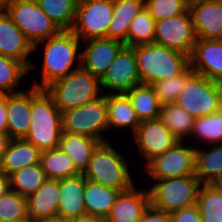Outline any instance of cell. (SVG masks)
Returning a JSON list of instances; mask_svg holds the SVG:
<instances>
[{
  "label": "cell",
  "instance_id": "cell-36",
  "mask_svg": "<svg viewBox=\"0 0 222 222\" xmlns=\"http://www.w3.org/2000/svg\"><path fill=\"white\" fill-rule=\"evenodd\" d=\"M29 70L19 61L0 54V94H15L24 91L17 87ZM17 87V88H16Z\"/></svg>",
  "mask_w": 222,
  "mask_h": 222
},
{
  "label": "cell",
  "instance_id": "cell-11",
  "mask_svg": "<svg viewBox=\"0 0 222 222\" xmlns=\"http://www.w3.org/2000/svg\"><path fill=\"white\" fill-rule=\"evenodd\" d=\"M113 18V0L78 1L76 18L71 31L83 42L106 38Z\"/></svg>",
  "mask_w": 222,
  "mask_h": 222
},
{
  "label": "cell",
  "instance_id": "cell-42",
  "mask_svg": "<svg viewBox=\"0 0 222 222\" xmlns=\"http://www.w3.org/2000/svg\"><path fill=\"white\" fill-rule=\"evenodd\" d=\"M137 222H171L170 214L156 209L151 204Z\"/></svg>",
  "mask_w": 222,
  "mask_h": 222
},
{
  "label": "cell",
  "instance_id": "cell-43",
  "mask_svg": "<svg viewBox=\"0 0 222 222\" xmlns=\"http://www.w3.org/2000/svg\"><path fill=\"white\" fill-rule=\"evenodd\" d=\"M6 94H0V133L7 132Z\"/></svg>",
  "mask_w": 222,
  "mask_h": 222
},
{
  "label": "cell",
  "instance_id": "cell-44",
  "mask_svg": "<svg viewBox=\"0 0 222 222\" xmlns=\"http://www.w3.org/2000/svg\"><path fill=\"white\" fill-rule=\"evenodd\" d=\"M67 222H105V221L91 214H83L78 217L72 218Z\"/></svg>",
  "mask_w": 222,
  "mask_h": 222
},
{
  "label": "cell",
  "instance_id": "cell-16",
  "mask_svg": "<svg viewBox=\"0 0 222 222\" xmlns=\"http://www.w3.org/2000/svg\"><path fill=\"white\" fill-rule=\"evenodd\" d=\"M81 66L101 78L112 64L123 42L111 38H94L82 42Z\"/></svg>",
  "mask_w": 222,
  "mask_h": 222
},
{
  "label": "cell",
  "instance_id": "cell-5",
  "mask_svg": "<svg viewBox=\"0 0 222 222\" xmlns=\"http://www.w3.org/2000/svg\"><path fill=\"white\" fill-rule=\"evenodd\" d=\"M45 90L52 96L61 113L91 102L104 94L100 78L82 66L66 77L53 81Z\"/></svg>",
  "mask_w": 222,
  "mask_h": 222
},
{
  "label": "cell",
  "instance_id": "cell-19",
  "mask_svg": "<svg viewBox=\"0 0 222 222\" xmlns=\"http://www.w3.org/2000/svg\"><path fill=\"white\" fill-rule=\"evenodd\" d=\"M136 184L116 197L109 216L105 222H137L148 208L150 193L148 188L138 189Z\"/></svg>",
  "mask_w": 222,
  "mask_h": 222
},
{
  "label": "cell",
  "instance_id": "cell-51",
  "mask_svg": "<svg viewBox=\"0 0 222 222\" xmlns=\"http://www.w3.org/2000/svg\"><path fill=\"white\" fill-rule=\"evenodd\" d=\"M189 3H195V2H199V1H208V0H188Z\"/></svg>",
  "mask_w": 222,
  "mask_h": 222
},
{
  "label": "cell",
  "instance_id": "cell-39",
  "mask_svg": "<svg viewBox=\"0 0 222 222\" xmlns=\"http://www.w3.org/2000/svg\"><path fill=\"white\" fill-rule=\"evenodd\" d=\"M2 220H30L27 198L11 189L0 197V221Z\"/></svg>",
  "mask_w": 222,
  "mask_h": 222
},
{
  "label": "cell",
  "instance_id": "cell-1",
  "mask_svg": "<svg viewBox=\"0 0 222 222\" xmlns=\"http://www.w3.org/2000/svg\"><path fill=\"white\" fill-rule=\"evenodd\" d=\"M40 44L44 47L40 67L41 81L34 82L31 86L45 89L53 81L66 77L81 67L82 41L71 30H61L58 34L36 43L34 52Z\"/></svg>",
  "mask_w": 222,
  "mask_h": 222
},
{
  "label": "cell",
  "instance_id": "cell-47",
  "mask_svg": "<svg viewBox=\"0 0 222 222\" xmlns=\"http://www.w3.org/2000/svg\"><path fill=\"white\" fill-rule=\"evenodd\" d=\"M30 222H67L60 217H55L52 219H30Z\"/></svg>",
  "mask_w": 222,
  "mask_h": 222
},
{
  "label": "cell",
  "instance_id": "cell-7",
  "mask_svg": "<svg viewBox=\"0 0 222 222\" xmlns=\"http://www.w3.org/2000/svg\"><path fill=\"white\" fill-rule=\"evenodd\" d=\"M62 129L63 132L88 136L101 143L111 141L102 135L109 130L107 94L62 112Z\"/></svg>",
  "mask_w": 222,
  "mask_h": 222
},
{
  "label": "cell",
  "instance_id": "cell-33",
  "mask_svg": "<svg viewBox=\"0 0 222 222\" xmlns=\"http://www.w3.org/2000/svg\"><path fill=\"white\" fill-rule=\"evenodd\" d=\"M43 12L60 30H71L77 11L78 0H36Z\"/></svg>",
  "mask_w": 222,
  "mask_h": 222
},
{
  "label": "cell",
  "instance_id": "cell-25",
  "mask_svg": "<svg viewBox=\"0 0 222 222\" xmlns=\"http://www.w3.org/2000/svg\"><path fill=\"white\" fill-rule=\"evenodd\" d=\"M100 143L88 136L62 132L59 148L73 160L76 170L84 174L93 151Z\"/></svg>",
  "mask_w": 222,
  "mask_h": 222
},
{
  "label": "cell",
  "instance_id": "cell-48",
  "mask_svg": "<svg viewBox=\"0 0 222 222\" xmlns=\"http://www.w3.org/2000/svg\"><path fill=\"white\" fill-rule=\"evenodd\" d=\"M213 185L222 193V176Z\"/></svg>",
  "mask_w": 222,
  "mask_h": 222
},
{
  "label": "cell",
  "instance_id": "cell-13",
  "mask_svg": "<svg viewBox=\"0 0 222 222\" xmlns=\"http://www.w3.org/2000/svg\"><path fill=\"white\" fill-rule=\"evenodd\" d=\"M196 39L189 9L175 17L156 21L154 43L191 56Z\"/></svg>",
  "mask_w": 222,
  "mask_h": 222
},
{
  "label": "cell",
  "instance_id": "cell-9",
  "mask_svg": "<svg viewBox=\"0 0 222 222\" xmlns=\"http://www.w3.org/2000/svg\"><path fill=\"white\" fill-rule=\"evenodd\" d=\"M3 10L33 46L61 31L39 7L37 1L13 0Z\"/></svg>",
  "mask_w": 222,
  "mask_h": 222
},
{
  "label": "cell",
  "instance_id": "cell-17",
  "mask_svg": "<svg viewBox=\"0 0 222 222\" xmlns=\"http://www.w3.org/2000/svg\"><path fill=\"white\" fill-rule=\"evenodd\" d=\"M197 39L218 40L222 31V0L189 3Z\"/></svg>",
  "mask_w": 222,
  "mask_h": 222
},
{
  "label": "cell",
  "instance_id": "cell-40",
  "mask_svg": "<svg viewBox=\"0 0 222 222\" xmlns=\"http://www.w3.org/2000/svg\"><path fill=\"white\" fill-rule=\"evenodd\" d=\"M144 8L156 21L175 17L189 9L188 0H144Z\"/></svg>",
  "mask_w": 222,
  "mask_h": 222
},
{
  "label": "cell",
  "instance_id": "cell-46",
  "mask_svg": "<svg viewBox=\"0 0 222 222\" xmlns=\"http://www.w3.org/2000/svg\"><path fill=\"white\" fill-rule=\"evenodd\" d=\"M11 137L8 135L7 132L0 133V158L3 155V153L8 148V145L11 141Z\"/></svg>",
  "mask_w": 222,
  "mask_h": 222
},
{
  "label": "cell",
  "instance_id": "cell-26",
  "mask_svg": "<svg viewBox=\"0 0 222 222\" xmlns=\"http://www.w3.org/2000/svg\"><path fill=\"white\" fill-rule=\"evenodd\" d=\"M195 176L202 184H213L222 176V143L195 149Z\"/></svg>",
  "mask_w": 222,
  "mask_h": 222
},
{
  "label": "cell",
  "instance_id": "cell-52",
  "mask_svg": "<svg viewBox=\"0 0 222 222\" xmlns=\"http://www.w3.org/2000/svg\"><path fill=\"white\" fill-rule=\"evenodd\" d=\"M218 40L222 42V31H221V34H220V36H219V39H218Z\"/></svg>",
  "mask_w": 222,
  "mask_h": 222
},
{
  "label": "cell",
  "instance_id": "cell-28",
  "mask_svg": "<svg viewBox=\"0 0 222 222\" xmlns=\"http://www.w3.org/2000/svg\"><path fill=\"white\" fill-rule=\"evenodd\" d=\"M120 191L108 188L86 179L84 189V206L86 214L99 217L105 221Z\"/></svg>",
  "mask_w": 222,
  "mask_h": 222
},
{
  "label": "cell",
  "instance_id": "cell-2",
  "mask_svg": "<svg viewBox=\"0 0 222 222\" xmlns=\"http://www.w3.org/2000/svg\"><path fill=\"white\" fill-rule=\"evenodd\" d=\"M62 113L52 96L31 86V123L25 140L41 152L59 147L62 135Z\"/></svg>",
  "mask_w": 222,
  "mask_h": 222
},
{
  "label": "cell",
  "instance_id": "cell-31",
  "mask_svg": "<svg viewBox=\"0 0 222 222\" xmlns=\"http://www.w3.org/2000/svg\"><path fill=\"white\" fill-rule=\"evenodd\" d=\"M193 137L195 139H192ZM190 140H193L194 144L199 142L195 146L196 148L202 146L201 144L206 146V144L214 145L222 143V109L213 114L194 119Z\"/></svg>",
  "mask_w": 222,
  "mask_h": 222
},
{
  "label": "cell",
  "instance_id": "cell-35",
  "mask_svg": "<svg viewBox=\"0 0 222 222\" xmlns=\"http://www.w3.org/2000/svg\"><path fill=\"white\" fill-rule=\"evenodd\" d=\"M196 206L202 222H222V193L213 184H202Z\"/></svg>",
  "mask_w": 222,
  "mask_h": 222
},
{
  "label": "cell",
  "instance_id": "cell-8",
  "mask_svg": "<svg viewBox=\"0 0 222 222\" xmlns=\"http://www.w3.org/2000/svg\"><path fill=\"white\" fill-rule=\"evenodd\" d=\"M175 103L194 119L218 112L222 109V83L194 72Z\"/></svg>",
  "mask_w": 222,
  "mask_h": 222
},
{
  "label": "cell",
  "instance_id": "cell-24",
  "mask_svg": "<svg viewBox=\"0 0 222 222\" xmlns=\"http://www.w3.org/2000/svg\"><path fill=\"white\" fill-rule=\"evenodd\" d=\"M109 130L135 133L140 120L125 94H107Z\"/></svg>",
  "mask_w": 222,
  "mask_h": 222
},
{
  "label": "cell",
  "instance_id": "cell-14",
  "mask_svg": "<svg viewBox=\"0 0 222 222\" xmlns=\"http://www.w3.org/2000/svg\"><path fill=\"white\" fill-rule=\"evenodd\" d=\"M132 136L139 154L146 160L144 166L180 141L170 133L160 118L142 121Z\"/></svg>",
  "mask_w": 222,
  "mask_h": 222
},
{
  "label": "cell",
  "instance_id": "cell-18",
  "mask_svg": "<svg viewBox=\"0 0 222 222\" xmlns=\"http://www.w3.org/2000/svg\"><path fill=\"white\" fill-rule=\"evenodd\" d=\"M190 65L195 73L222 83V42L196 39Z\"/></svg>",
  "mask_w": 222,
  "mask_h": 222
},
{
  "label": "cell",
  "instance_id": "cell-22",
  "mask_svg": "<svg viewBox=\"0 0 222 222\" xmlns=\"http://www.w3.org/2000/svg\"><path fill=\"white\" fill-rule=\"evenodd\" d=\"M29 219L58 217L59 180L47 179L27 198Z\"/></svg>",
  "mask_w": 222,
  "mask_h": 222
},
{
  "label": "cell",
  "instance_id": "cell-6",
  "mask_svg": "<svg viewBox=\"0 0 222 222\" xmlns=\"http://www.w3.org/2000/svg\"><path fill=\"white\" fill-rule=\"evenodd\" d=\"M201 181L193 175L174 179L154 180L148 187L150 203L169 214L196 205Z\"/></svg>",
  "mask_w": 222,
  "mask_h": 222
},
{
  "label": "cell",
  "instance_id": "cell-4",
  "mask_svg": "<svg viewBox=\"0 0 222 222\" xmlns=\"http://www.w3.org/2000/svg\"><path fill=\"white\" fill-rule=\"evenodd\" d=\"M134 52L141 83L145 85L175 77L190 65V56L157 43L135 46Z\"/></svg>",
  "mask_w": 222,
  "mask_h": 222
},
{
  "label": "cell",
  "instance_id": "cell-27",
  "mask_svg": "<svg viewBox=\"0 0 222 222\" xmlns=\"http://www.w3.org/2000/svg\"><path fill=\"white\" fill-rule=\"evenodd\" d=\"M144 7V0H113V18L108 28L107 38L127 45L130 23Z\"/></svg>",
  "mask_w": 222,
  "mask_h": 222
},
{
  "label": "cell",
  "instance_id": "cell-29",
  "mask_svg": "<svg viewBox=\"0 0 222 222\" xmlns=\"http://www.w3.org/2000/svg\"><path fill=\"white\" fill-rule=\"evenodd\" d=\"M125 95L130 100L140 122L159 118L161 105L151 85L135 86Z\"/></svg>",
  "mask_w": 222,
  "mask_h": 222
},
{
  "label": "cell",
  "instance_id": "cell-45",
  "mask_svg": "<svg viewBox=\"0 0 222 222\" xmlns=\"http://www.w3.org/2000/svg\"><path fill=\"white\" fill-rule=\"evenodd\" d=\"M10 190V180L1 170H0V197L5 195Z\"/></svg>",
  "mask_w": 222,
  "mask_h": 222
},
{
  "label": "cell",
  "instance_id": "cell-34",
  "mask_svg": "<svg viewBox=\"0 0 222 222\" xmlns=\"http://www.w3.org/2000/svg\"><path fill=\"white\" fill-rule=\"evenodd\" d=\"M10 189L28 198L47 180L40 163L26 166L9 176Z\"/></svg>",
  "mask_w": 222,
  "mask_h": 222
},
{
  "label": "cell",
  "instance_id": "cell-38",
  "mask_svg": "<svg viewBox=\"0 0 222 222\" xmlns=\"http://www.w3.org/2000/svg\"><path fill=\"white\" fill-rule=\"evenodd\" d=\"M194 72L195 71L191 68V65H189L182 73L175 77L152 84L151 86L155 91V95L160 105L175 103L188 78Z\"/></svg>",
  "mask_w": 222,
  "mask_h": 222
},
{
  "label": "cell",
  "instance_id": "cell-21",
  "mask_svg": "<svg viewBox=\"0 0 222 222\" xmlns=\"http://www.w3.org/2000/svg\"><path fill=\"white\" fill-rule=\"evenodd\" d=\"M84 174L59 180L58 217L64 221L86 214L84 206Z\"/></svg>",
  "mask_w": 222,
  "mask_h": 222
},
{
  "label": "cell",
  "instance_id": "cell-49",
  "mask_svg": "<svg viewBox=\"0 0 222 222\" xmlns=\"http://www.w3.org/2000/svg\"><path fill=\"white\" fill-rule=\"evenodd\" d=\"M13 0H0V9H4L9 5Z\"/></svg>",
  "mask_w": 222,
  "mask_h": 222
},
{
  "label": "cell",
  "instance_id": "cell-37",
  "mask_svg": "<svg viewBox=\"0 0 222 222\" xmlns=\"http://www.w3.org/2000/svg\"><path fill=\"white\" fill-rule=\"evenodd\" d=\"M155 20L150 13L143 7L133 21L130 23L127 46H139L154 43Z\"/></svg>",
  "mask_w": 222,
  "mask_h": 222
},
{
  "label": "cell",
  "instance_id": "cell-41",
  "mask_svg": "<svg viewBox=\"0 0 222 222\" xmlns=\"http://www.w3.org/2000/svg\"><path fill=\"white\" fill-rule=\"evenodd\" d=\"M171 222H202L196 205L170 214Z\"/></svg>",
  "mask_w": 222,
  "mask_h": 222
},
{
  "label": "cell",
  "instance_id": "cell-10",
  "mask_svg": "<svg viewBox=\"0 0 222 222\" xmlns=\"http://www.w3.org/2000/svg\"><path fill=\"white\" fill-rule=\"evenodd\" d=\"M190 142L178 141L166 152L151 159L145 166V172L151 180L174 179L195 174L196 147Z\"/></svg>",
  "mask_w": 222,
  "mask_h": 222
},
{
  "label": "cell",
  "instance_id": "cell-15",
  "mask_svg": "<svg viewBox=\"0 0 222 222\" xmlns=\"http://www.w3.org/2000/svg\"><path fill=\"white\" fill-rule=\"evenodd\" d=\"M34 46L8 14L0 9V54L21 62L28 70H34L30 55ZM31 61V62H30Z\"/></svg>",
  "mask_w": 222,
  "mask_h": 222
},
{
  "label": "cell",
  "instance_id": "cell-3",
  "mask_svg": "<svg viewBox=\"0 0 222 222\" xmlns=\"http://www.w3.org/2000/svg\"><path fill=\"white\" fill-rule=\"evenodd\" d=\"M117 150L111 141L100 143L91 155L84 176L92 182L124 192L132 188L135 181L129 169L130 162Z\"/></svg>",
  "mask_w": 222,
  "mask_h": 222
},
{
  "label": "cell",
  "instance_id": "cell-50",
  "mask_svg": "<svg viewBox=\"0 0 222 222\" xmlns=\"http://www.w3.org/2000/svg\"><path fill=\"white\" fill-rule=\"evenodd\" d=\"M0 222H30V220H2Z\"/></svg>",
  "mask_w": 222,
  "mask_h": 222
},
{
  "label": "cell",
  "instance_id": "cell-32",
  "mask_svg": "<svg viewBox=\"0 0 222 222\" xmlns=\"http://www.w3.org/2000/svg\"><path fill=\"white\" fill-rule=\"evenodd\" d=\"M40 164L47 179L60 180L80 174L73 163V160L59 147L42 151Z\"/></svg>",
  "mask_w": 222,
  "mask_h": 222
},
{
  "label": "cell",
  "instance_id": "cell-12",
  "mask_svg": "<svg viewBox=\"0 0 222 222\" xmlns=\"http://www.w3.org/2000/svg\"><path fill=\"white\" fill-rule=\"evenodd\" d=\"M104 94H125L141 85L134 47L124 45L100 78Z\"/></svg>",
  "mask_w": 222,
  "mask_h": 222
},
{
  "label": "cell",
  "instance_id": "cell-23",
  "mask_svg": "<svg viewBox=\"0 0 222 222\" xmlns=\"http://www.w3.org/2000/svg\"><path fill=\"white\" fill-rule=\"evenodd\" d=\"M41 151L25 139H12L0 158V170L9 177L26 166L40 163Z\"/></svg>",
  "mask_w": 222,
  "mask_h": 222
},
{
  "label": "cell",
  "instance_id": "cell-30",
  "mask_svg": "<svg viewBox=\"0 0 222 222\" xmlns=\"http://www.w3.org/2000/svg\"><path fill=\"white\" fill-rule=\"evenodd\" d=\"M159 118L180 141L190 139L194 118L176 103L161 106Z\"/></svg>",
  "mask_w": 222,
  "mask_h": 222
},
{
  "label": "cell",
  "instance_id": "cell-20",
  "mask_svg": "<svg viewBox=\"0 0 222 222\" xmlns=\"http://www.w3.org/2000/svg\"><path fill=\"white\" fill-rule=\"evenodd\" d=\"M30 88V89H29ZM6 94L7 133L11 139H25L31 123V87Z\"/></svg>",
  "mask_w": 222,
  "mask_h": 222
}]
</instances>
